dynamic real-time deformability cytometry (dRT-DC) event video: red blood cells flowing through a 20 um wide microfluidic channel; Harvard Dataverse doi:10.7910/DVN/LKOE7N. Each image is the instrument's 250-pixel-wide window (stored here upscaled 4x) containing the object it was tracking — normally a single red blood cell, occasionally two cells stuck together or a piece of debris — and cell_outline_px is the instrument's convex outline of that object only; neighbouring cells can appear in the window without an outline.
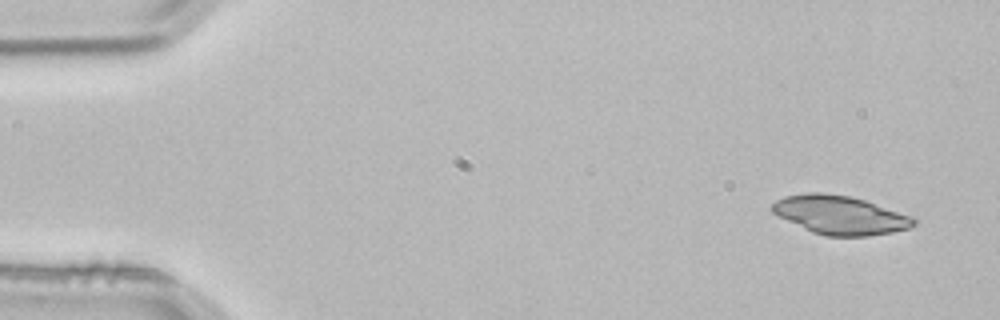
{"species": "common noctule bat (a hibernating species)", "species_latin": "Nyctalus noctula", "temperature_condition": "room temperature", "stored_images_in_passage": 3, "camera_frame_rate_fps": 3000, "um_per_image_px": 0.085, "animal": {"sex": "male", "body_mass_g": 21.5, "forearm_length_mm": 52.0}, "frame": {"image": 1, "passage_image": 1, "time_ms": 0.0, "image_size_px": [1000, 320], "cell_outline_px": [[920, 220], [916, 224], [908, 228], [892, 232], [868, 236], [824, 236], [812, 232], [772, 212], [772, 204], [776, 200], [784, 196], [808, 192], [820, 192], [848, 196], [864, 200], [912, 216]], "centroid_in_image_um": [71.43, 18.28], "position_along_channel_um": 13.6, "area_um2": 31.67}}